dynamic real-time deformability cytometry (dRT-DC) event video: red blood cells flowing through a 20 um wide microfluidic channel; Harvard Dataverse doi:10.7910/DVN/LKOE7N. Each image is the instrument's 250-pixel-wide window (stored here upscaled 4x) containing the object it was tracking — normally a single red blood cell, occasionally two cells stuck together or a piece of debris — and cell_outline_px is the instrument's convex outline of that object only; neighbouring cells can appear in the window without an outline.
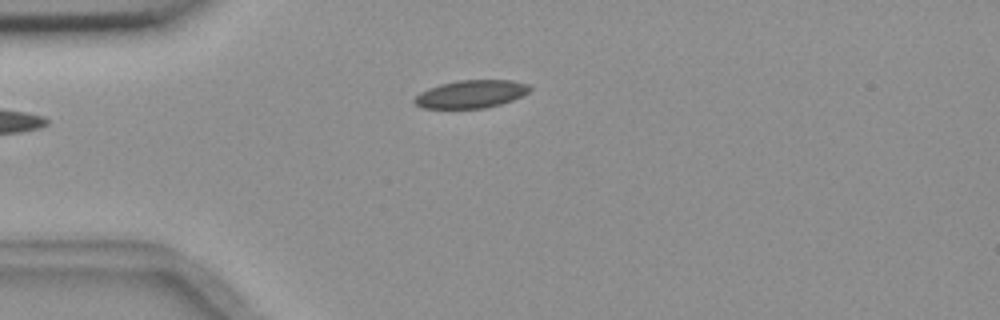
{"species": "common noctule bat (a hibernating species)", "species_latin": "Nyctalus noctula", "temperature_condition": "room temperature", "stored_images_in_passage": 2, "camera_frame_rate_fps": 3000, "um_per_image_px": 0.085, "animal": {"sex": "female", "body_mass_g": 18.4}, "frame": {"image": 1, "passage_image": 2, "time_ms": 1.0, "image_size_px": [1000, 320], "cell_outline_px": [[532, 88], [528, 92], [512, 100], [500, 104], [484, 108], [424, 108], [416, 104], [412, 100], [420, 92], [428, 88], [440, 84], [460, 80], [512, 80], [528, 84]], "centroid_in_image_um": [40.03, 7.99], "position_along_channel_um": 45.0, "area_um2": 18.61}}